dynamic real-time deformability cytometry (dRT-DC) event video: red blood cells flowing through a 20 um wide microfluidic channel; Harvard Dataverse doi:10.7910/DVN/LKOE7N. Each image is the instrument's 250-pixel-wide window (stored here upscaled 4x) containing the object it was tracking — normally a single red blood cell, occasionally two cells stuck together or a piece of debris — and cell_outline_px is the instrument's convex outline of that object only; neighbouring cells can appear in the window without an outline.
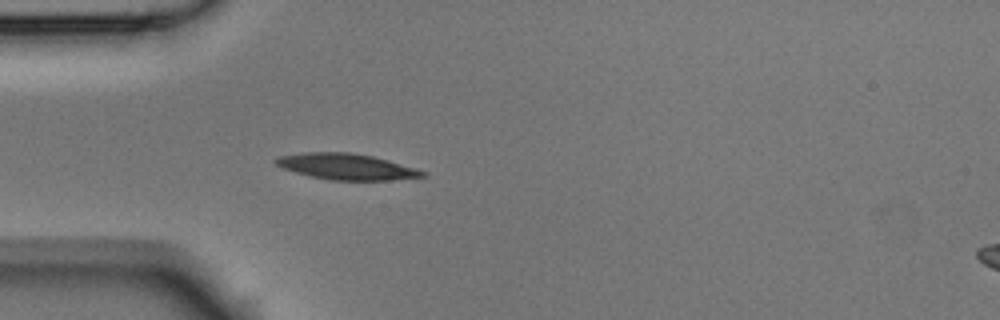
{"species": "Egyptian fruit bat (a non-hibernating species)", "species_latin": "Rousettus aegyptiacus", "temperature_condition": "room temperature", "stored_images_in_passage": 3, "camera_frame_rate_fps": 3000, "um_per_image_px": 0.085, "animal": {"sex": "male"}, "frame": {"image": 1, "passage_image": 3, "time_ms": 0.667, "image_size_px": [1000, 320], "cell_outline_px": [[428, 176], [392, 180], [328, 180], [296, 172], [284, 168], [276, 164], [272, 160], [280, 156], [308, 152], [348, 152], [372, 156], [388, 160], [416, 168], [428, 172]], "centroid_in_image_um": [29.5, 14.17], "position_along_channel_um": 55.5, "area_um2": 22.14}}